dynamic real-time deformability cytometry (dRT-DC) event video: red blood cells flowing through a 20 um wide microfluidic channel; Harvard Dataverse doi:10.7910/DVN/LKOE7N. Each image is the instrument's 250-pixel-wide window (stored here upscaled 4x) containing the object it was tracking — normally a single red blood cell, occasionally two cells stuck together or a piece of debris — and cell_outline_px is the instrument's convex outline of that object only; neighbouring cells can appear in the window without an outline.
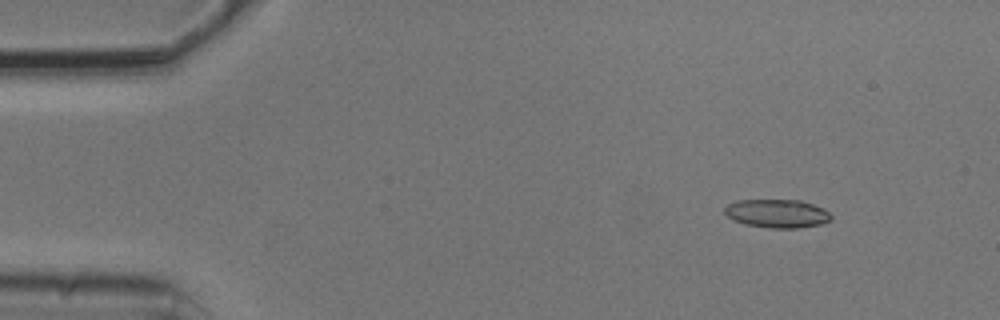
{"species": "common noctule bat (a hibernating species)", "species_latin": "Nyctalus noctula", "temperature_condition": "cold", "stored_images_in_passage": 4, "camera_frame_rate_fps": 3000, "um_per_image_px": 0.085, "animal": {"sex": "male", "body_mass_g": 20.5, "forearm_length_mm": 52.5}, "frame": {"image": 1, "passage_image": 1, "time_ms": 0.0, "image_size_px": [1000, 320], "cell_outline_px": [[832, 220], [820, 224], [796, 228], [768, 228], [744, 224], [732, 220], [724, 212], [724, 208], [728, 204], [736, 200], [800, 200], [824, 208], [832, 216]], "centroid_in_image_um": [66.04, 18.15], "position_along_channel_um": 19.0, "area_um2": 17.74}}
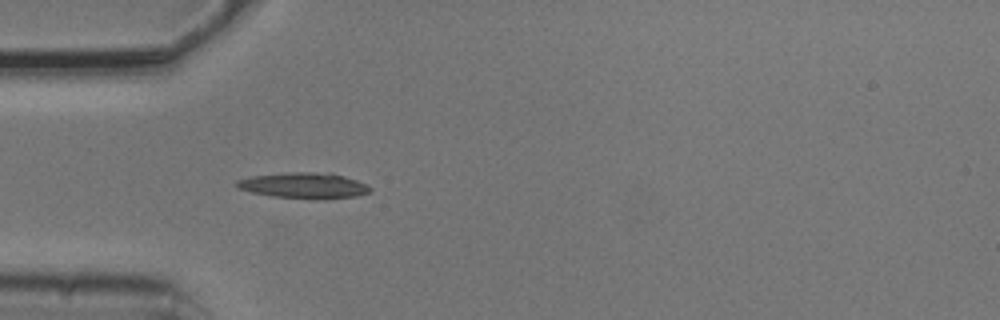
{"frame": {"image": 2, "passage_image": 4, "time_ms": 1.0, "image_size_px": [1000, 320], "cell_outline_px": [[372, 192], [356, 196], [324, 200], [272, 196], [252, 192], [240, 188], [236, 184], [236, 180], [252, 176], [288, 172], [332, 172], [356, 180], [372, 188]], "centroid_in_image_um": [25.89, 15.77], "position_along_channel_um": 59.1, "area_um2": 20.17}}